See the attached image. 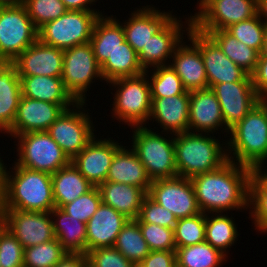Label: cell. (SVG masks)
I'll return each mask as SVG.
<instances>
[{"mask_svg":"<svg viewBox=\"0 0 267 267\" xmlns=\"http://www.w3.org/2000/svg\"><path fill=\"white\" fill-rule=\"evenodd\" d=\"M128 220L113 207L101 203L86 223V253L100 247H114L118 234Z\"/></svg>","mask_w":267,"mask_h":267,"instance_id":"cell-23","label":"cell"},{"mask_svg":"<svg viewBox=\"0 0 267 267\" xmlns=\"http://www.w3.org/2000/svg\"><path fill=\"white\" fill-rule=\"evenodd\" d=\"M150 122L154 120L162 132L172 134L188 131L189 126V92L164 98H151Z\"/></svg>","mask_w":267,"mask_h":267,"instance_id":"cell-25","label":"cell"},{"mask_svg":"<svg viewBox=\"0 0 267 267\" xmlns=\"http://www.w3.org/2000/svg\"><path fill=\"white\" fill-rule=\"evenodd\" d=\"M2 157H0V201L3 195V188H4V171H5V167L6 164L3 160L1 159ZM5 163V165H4Z\"/></svg>","mask_w":267,"mask_h":267,"instance_id":"cell-54","label":"cell"},{"mask_svg":"<svg viewBox=\"0 0 267 267\" xmlns=\"http://www.w3.org/2000/svg\"><path fill=\"white\" fill-rule=\"evenodd\" d=\"M88 267H137L115 247H100L86 253Z\"/></svg>","mask_w":267,"mask_h":267,"instance_id":"cell-48","label":"cell"},{"mask_svg":"<svg viewBox=\"0 0 267 267\" xmlns=\"http://www.w3.org/2000/svg\"><path fill=\"white\" fill-rule=\"evenodd\" d=\"M252 169L227 161L219 169L190 178L202 213L248 210ZM229 210V212H227Z\"/></svg>","mask_w":267,"mask_h":267,"instance_id":"cell-1","label":"cell"},{"mask_svg":"<svg viewBox=\"0 0 267 267\" xmlns=\"http://www.w3.org/2000/svg\"><path fill=\"white\" fill-rule=\"evenodd\" d=\"M150 251H176L174 229L154 223H138Z\"/></svg>","mask_w":267,"mask_h":267,"instance_id":"cell-45","label":"cell"},{"mask_svg":"<svg viewBox=\"0 0 267 267\" xmlns=\"http://www.w3.org/2000/svg\"><path fill=\"white\" fill-rule=\"evenodd\" d=\"M219 129L228 137L230 130L225 126L215 93L210 88L189 92L188 131L214 135Z\"/></svg>","mask_w":267,"mask_h":267,"instance_id":"cell-20","label":"cell"},{"mask_svg":"<svg viewBox=\"0 0 267 267\" xmlns=\"http://www.w3.org/2000/svg\"><path fill=\"white\" fill-rule=\"evenodd\" d=\"M266 167H267V166H265V165H260V166L256 169V171L259 172V173H261V174H264V175L267 176V169H266Z\"/></svg>","mask_w":267,"mask_h":267,"instance_id":"cell-57","label":"cell"},{"mask_svg":"<svg viewBox=\"0 0 267 267\" xmlns=\"http://www.w3.org/2000/svg\"><path fill=\"white\" fill-rule=\"evenodd\" d=\"M248 208L255 230L267 233V176L256 170L249 180Z\"/></svg>","mask_w":267,"mask_h":267,"instance_id":"cell-37","label":"cell"},{"mask_svg":"<svg viewBox=\"0 0 267 267\" xmlns=\"http://www.w3.org/2000/svg\"><path fill=\"white\" fill-rule=\"evenodd\" d=\"M61 78L66 90L77 102L89 101L86 96L91 84L98 79L104 80L90 42L64 50Z\"/></svg>","mask_w":267,"mask_h":267,"instance_id":"cell-9","label":"cell"},{"mask_svg":"<svg viewBox=\"0 0 267 267\" xmlns=\"http://www.w3.org/2000/svg\"><path fill=\"white\" fill-rule=\"evenodd\" d=\"M103 13L68 10L38 29V40L62 50L90 42L97 19Z\"/></svg>","mask_w":267,"mask_h":267,"instance_id":"cell-8","label":"cell"},{"mask_svg":"<svg viewBox=\"0 0 267 267\" xmlns=\"http://www.w3.org/2000/svg\"><path fill=\"white\" fill-rule=\"evenodd\" d=\"M0 223L18 239L24 249L55 239L50 212L0 209Z\"/></svg>","mask_w":267,"mask_h":267,"instance_id":"cell-14","label":"cell"},{"mask_svg":"<svg viewBox=\"0 0 267 267\" xmlns=\"http://www.w3.org/2000/svg\"><path fill=\"white\" fill-rule=\"evenodd\" d=\"M55 207L73 202L79 196L90 191L94 186L70 162L51 175Z\"/></svg>","mask_w":267,"mask_h":267,"instance_id":"cell-32","label":"cell"},{"mask_svg":"<svg viewBox=\"0 0 267 267\" xmlns=\"http://www.w3.org/2000/svg\"><path fill=\"white\" fill-rule=\"evenodd\" d=\"M63 56L64 50L45 45L37 40L12 63L17 68L18 76L61 77Z\"/></svg>","mask_w":267,"mask_h":267,"instance_id":"cell-22","label":"cell"},{"mask_svg":"<svg viewBox=\"0 0 267 267\" xmlns=\"http://www.w3.org/2000/svg\"><path fill=\"white\" fill-rule=\"evenodd\" d=\"M23 5L37 29L68 11L61 0H25Z\"/></svg>","mask_w":267,"mask_h":267,"instance_id":"cell-43","label":"cell"},{"mask_svg":"<svg viewBox=\"0 0 267 267\" xmlns=\"http://www.w3.org/2000/svg\"><path fill=\"white\" fill-rule=\"evenodd\" d=\"M260 102L265 106L266 110H267V96L264 98L260 99Z\"/></svg>","mask_w":267,"mask_h":267,"instance_id":"cell-58","label":"cell"},{"mask_svg":"<svg viewBox=\"0 0 267 267\" xmlns=\"http://www.w3.org/2000/svg\"><path fill=\"white\" fill-rule=\"evenodd\" d=\"M114 247L124 257L138 265L149 253L147 242L142 236L138 222L129 219L117 236Z\"/></svg>","mask_w":267,"mask_h":267,"instance_id":"cell-38","label":"cell"},{"mask_svg":"<svg viewBox=\"0 0 267 267\" xmlns=\"http://www.w3.org/2000/svg\"><path fill=\"white\" fill-rule=\"evenodd\" d=\"M18 166L53 174L71 160L47 131L29 132L14 137Z\"/></svg>","mask_w":267,"mask_h":267,"instance_id":"cell-7","label":"cell"},{"mask_svg":"<svg viewBox=\"0 0 267 267\" xmlns=\"http://www.w3.org/2000/svg\"><path fill=\"white\" fill-rule=\"evenodd\" d=\"M143 72L145 70L140 64L138 53L126 41L101 66V73L107 85L115 79L137 76Z\"/></svg>","mask_w":267,"mask_h":267,"instance_id":"cell-34","label":"cell"},{"mask_svg":"<svg viewBox=\"0 0 267 267\" xmlns=\"http://www.w3.org/2000/svg\"><path fill=\"white\" fill-rule=\"evenodd\" d=\"M104 15L105 13L97 19L90 39L95 58L100 66L125 41L121 21L113 14L111 16Z\"/></svg>","mask_w":267,"mask_h":267,"instance_id":"cell-29","label":"cell"},{"mask_svg":"<svg viewBox=\"0 0 267 267\" xmlns=\"http://www.w3.org/2000/svg\"><path fill=\"white\" fill-rule=\"evenodd\" d=\"M257 10L259 18L267 26V0H258Z\"/></svg>","mask_w":267,"mask_h":267,"instance_id":"cell-53","label":"cell"},{"mask_svg":"<svg viewBox=\"0 0 267 267\" xmlns=\"http://www.w3.org/2000/svg\"><path fill=\"white\" fill-rule=\"evenodd\" d=\"M76 104H54L21 96L15 120L5 132L11 138L29 132L47 131L53 122Z\"/></svg>","mask_w":267,"mask_h":267,"instance_id":"cell-17","label":"cell"},{"mask_svg":"<svg viewBox=\"0 0 267 267\" xmlns=\"http://www.w3.org/2000/svg\"><path fill=\"white\" fill-rule=\"evenodd\" d=\"M24 248L18 239L0 223L1 267H23Z\"/></svg>","mask_w":267,"mask_h":267,"instance_id":"cell-47","label":"cell"},{"mask_svg":"<svg viewBox=\"0 0 267 267\" xmlns=\"http://www.w3.org/2000/svg\"><path fill=\"white\" fill-rule=\"evenodd\" d=\"M38 40L24 5L0 6V62H13Z\"/></svg>","mask_w":267,"mask_h":267,"instance_id":"cell-10","label":"cell"},{"mask_svg":"<svg viewBox=\"0 0 267 267\" xmlns=\"http://www.w3.org/2000/svg\"><path fill=\"white\" fill-rule=\"evenodd\" d=\"M227 214H205V241L228 257L230 248L238 241L240 234L235 219Z\"/></svg>","mask_w":267,"mask_h":267,"instance_id":"cell-33","label":"cell"},{"mask_svg":"<svg viewBox=\"0 0 267 267\" xmlns=\"http://www.w3.org/2000/svg\"><path fill=\"white\" fill-rule=\"evenodd\" d=\"M25 0H0V6L23 5Z\"/></svg>","mask_w":267,"mask_h":267,"instance_id":"cell-55","label":"cell"},{"mask_svg":"<svg viewBox=\"0 0 267 267\" xmlns=\"http://www.w3.org/2000/svg\"><path fill=\"white\" fill-rule=\"evenodd\" d=\"M13 165L5 167L0 209L50 212L55 207L51 174Z\"/></svg>","mask_w":267,"mask_h":267,"instance_id":"cell-2","label":"cell"},{"mask_svg":"<svg viewBox=\"0 0 267 267\" xmlns=\"http://www.w3.org/2000/svg\"><path fill=\"white\" fill-rule=\"evenodd\" d=\"M186 38H189L201 52L208 88L211 89L214 85L226 82L252 81L251 75L225 56L207 34L201 33L192 26Z\"/></svg>","mask_w":267,"mask_h":267,"instance_id":"cell-13","label":"cell"},{"mask_svg":"<svg viewBox=\"0 0 267 267\" xmlns=\"http://www.w3.org/2000/svg\"><path fill=\"white\" fill-rule=\"evenodd\" d=\"M22 96L20 77L12 62H0V133L12 126Z\"/></svg>","mask_w":267,"mask_h":267,"instance_id":"cell-27","label":"cell"},{"mask_svg":"<svg viewBox=\"0 0 267 267\" xmlns=\"http://www.w3.org/2000/svg\"><path fill=\"white\" fill-rule=\"evenodd\" d=\"M266 162H267V158H266V160H265L261 165H265V164H267Z\"/></svg>","mask_w":267,"mask_h":267,"instance_id":"cell-59","label":"cell"},{"mask_svg":"<svg viewBox=\"0 0 267 267\" xmlns=\"http://www.w3.org/2000/svg\"><path fill=\"white\" fill-rule=\"evenodd\" d=\"M22 96L54 104H76L61 77L19 76Z\"/></svg>","mask_w":267,"mask_h":267,"instance_id":"cell-30","label":"cell"},{"mask_svg":"<svg viewBox=\"0 0 267 267\" xmlns=\"http://www.w3.org/2000/svg\"><path fill=\"white\" fill-rule=\"evenodd\" d=\"M138 223H154L159 226L174 229L178 219L176 216L155 202L148 194L143 198Z\"/></svg>","mask_w":267,"mask_h":267,"instance_id":"cell-46","label":"cell"},{"mask_svg":"<svg viewBox=\"0 0 267 267\" xmlns=\"http://www.w3.org/2000/svg\"><path fill=\"white\" fill-rule=\"evenodd\" d=\"M101 203L99 190L97 186H94L90 191L79 196L73 202L63 205L60 209L75 219L87 223Z\"/></svg>","mask_w":267,"mask_h":267,"instance_id":"cell-44","label":"cell"},{"mask_svg":"<svg viewBox=\"0 0 267 267\" xmlns=\"http://www.w3.org/2000/svg\"><path fill=\"white\" fill-rule=\"evenodd\" d=\"M150 5L142 6L131 12L128 20L122 23L125 41L139 53L149 40L174 15L173 11H161Z\"/></svg>","mask_w":267,"mask_h":267,"instance_id":"cell-21","label":"cell"},{"mask_svg":"<svg viewBox=\"0 0 267 267\" xmlns=\"http://www.w3.org/2000/svg\"><path fill=\"white\" fill-rule=\"evenodd\" d=\"M92 138L85 148L71 162L78 171L93 185L99 186L106 181L112 159L123 146L113 137ZM99 138V139H98Z\"/></svg>","mask_w":267,"mask_h":267,"instance_id":"cell-18","label":"cell"},{"mask_svg":"<svg viewBox=\"0 0 267 267\" xmlns=\"http://www.w3.org/2000/svg\"><path fill=\"white\" fill-rule=\"evenodd\" d=\"M86 254L67 253L54 267H87Z\"/></svg>","mask_w":267,"mask_h":267,"instance_id":"cell-51","label":"cell"},{"mask_svg":"<svg viewBox=\"0 0 267 267\" xmlns=\"http://www.w3.org/2000/svg\"><path fill=\"white\" fill-rule=\"evenodd\" d=\"M103 204L113 207L129 219H137L146 193L139 187L105 181L97 186Z\"/></svg>","mask_w":267,"mask_h":267,"instance_id":"cell-28","label":"cell"},{"mask_svg":"<svg viewBox=\"0 0 267 267\" xmlns=\"http://www.w3.org/2000/svg\"><path fill=\"white\" fill-rule=\"evenodd\" d=\"M176 267H220L227 256L206 241L176 248Z\"/></svg>","mask_w":267,"mask_h":267,"instance_id":"cell-36","label":"cell"},{"mask_svg":"<svg viewBox=\"0 0 267 267\" xmlns=\"http://www.w3.org/2000/svg\"><path fill=\"white\" fill-rule=\"evenodd\" d=\"M83 106L86 107V102H77L65 110L47 130L70 160L95 136L92 115L90 117L91 113Z\"/></svg>","mask_w":267,"mask_h":267,"instance_id":"cell-11","label":"cell"},{"mask_svg":"<svg viewBox=\"0 0 267 267\" xmlns=\"http://www.w3.org/2000/svg\"><path fill=\"white\" fill-rule=\"evenodd\" d=\"M126 147L122 146L113 157L106 181L134 185L147 194L152 181L136 153Z\"/></svg>","mask_w":267,"mask_h":267,"instance_id":"cell-26","label":"cell"},{"mask_svg":"<svg viewBox=\"0 0 267 267\" xmlns=\"http://www.w3.org/2000/svg\"><path fill=\"white\" fill-rule=\"evenodd\" d=\"M222 50L225 56L251 75L257 66L259 53L238 41L226 29L205 32Z\"/></svg>","mask_w":267,"mask_h":267,"instance_id":"cell-35","label":"cell"},{"mask_svg":"<svg viewBox=\"0 0 267 267\" xmlns=\"http://www.w3.org/2000/svg\"><path fill=\"white\" fill-rule=\"evenodd\" d=\"M252 84L258 97L267 96V58H258L255 71L251 74Z\"/></svg>","mask_w":267,"mask_h":267,"instance_id":"cell-50","label":"cell"},{"mask_svg":"<svg viewBox=\"0 0 267 267\" xmlns=\"http://www.w3.org/2000/svg\"><path fill=\"white\" fill-rule=\"evenodd\" d=\"M179 19L180 17L178 18L174 13L149 40L146 47L138 53L140 64L145 71L152 67L170 64L175 49L183 39H186L187 34L185 33H188L189 29L192 27V14L190 17L188 15V18H185V20L187 19L185 21L186 23ZM184 34L185 36H183Z\"/></svg>","mask_w":267,"mask_h":267,"instance_id":"cell-16","label":"cell"},{"mask_svg":"<svg viewBox=\"0 0 267 267\" xmlns=\"http://www.w3.org/2000/svg\"><path fill=\"white\" fill-rule=\"evenodd\" d=\"M229 161L256 170L267 158V110L259 102L229 131Z\"/></svg>","mask_w":267,"mask_h":267,"instance_id":"cell-4","label":"cell"},{"mask_svg":"<svg viewBox=\"0 0 267 267\" xmlns=\"http://www.w3.org/2000/svg\"><path fill=\"white\" fill-rule=\"evenodd\" d=\"M225 126L230 130L260 102L252 81L226 82L214 85Z\"/></svg>","mask_w":267,"mask_h":267,"instance_id":"cell-19","label":"cell"},{"mask_svg":"<svg viewBox=\"0 0 267 267\" xmlns=\"http://www.w3.org/2000/svg\"><path fill=\"white\" fill-rule=\"evenodd\" d=\"M226 30L238 41L260 53L264 42L266 25L261 21L258 14L250 19L234 23Z\"/></svg>","mask_w":267,"mask_h":267,"instance_id":"cell-42","label":"cell"},{"mask_svg":"<svg viewBox=\"0 0 267 267\" xmlns=\"http://www.w3.org/2000/svg\"><path fill=\"white\" fill-rule=\"evenodd\" d=\"M216 138L213 134L211 136L208 133L191 131L174 134L178 176L192 178L198 174L215 171L226 163V140L220 141Z\"/></svg>","mask_w":267,"mask_h":267,"instance_id":"cell-3","label":"cell"},{"mask_svg":"<svg viewBox=\"0 0 267 267\" xmlns=\"http://www.w3.org/2000/svg\"><path fill=\"white\" fill-rule=\"evenodd\" d=\"M50 215L55 238L62 247L68 253L86 254V223L75 219L57 207L50 211Z\"/></svg>","mask_w":267,"mask_h":267,"instance_id":"cell-31","label":"cell"},{"mask_svg":"<svg viewBox=\"0 0 267 267\" xmlns=\"http://www.w3.org/2000/svg\"><path fill=\"white\" fill-rule=\"evenodd\" d=\"M176 247H186L205 241V214L179 219L174 227Z\"/></svg>","mask_w":267,"mask_h":267,"instance_id":"cell-41","label":"cell"},{"mask_svg":"<svg viewBox=\"0 0 267 267\" xmlns=\"http://www.w3.org/2000/svg\"><path fill=\"white\" fill-rule=\"evenodd\" d=\"M68 252L55 238L24 249L23 267H54Z\"/></svg>","mask_w":267,"mask_h":267,"instance_id":"cell-40","label":"cell"},{"mask_svg":"<svg viewBox=\"0 0 267 267\" xmlns=\"http://www.w3.org/2000/svg\"><path fill=\"white\" fill-rule=\"evenodd\" d=\"M150 128L147 125L131 127L133 134L130 148L132 147L144 165L151 181L177 177L174 134L162 131L160 134L159 131L155 132Z\"/></svg>","mask_w":267,"mask_h":267,"instance_id":"cell-5","label":"cell"},{"mask_svg":"<svg viewBox=\"0 0 267 267\" xmlns=\"http://www.w3.org/2000/svg\"><path fill=\"white\" fill-rule=\"evenodd\" d=\"M192 26L201 33L222 30L258 13L257 0H197Z\"/></svg>","mask_w":267,"mask_h":267,"instance_id":"cell-12","label":"cell"},{"mask_svg":"<svg viewBox=\"0 0 267 267\" xmlns=\"http://www.w3.org/2000/svg\"><path fill=\"white\" fill-rule=\"evenodd\" d=\"M147 194L178 220L202 213L190 178L177 176L153 180Z\"/></svg>","mask_w":267,"mask_h":267,"instance_id":"cell-15","label":"cell"},{"mask_svg":"<svg viewBox=\"0 0 267 267\" xmlns=\"http://www.w3.org/2000/svg\"><path fill=\"white\" fill-rule=\"evenodd\" d=\"M151 69V71L146 70L150 84L151 98L176 96L183 94L186 91L181 79L170 64L157 66Z\"/></svg>","mask_w":267,"mask_h":267,"instance_id":"cell-39","label":"cell"},{"mask_svg":"<svg viewBox=\"0 0 267 267\" xmlns=\"http://www.w3.org/2000/svg\"><path fill=\"white\" fill-rule=\"evenodd\" d=\"M258 58H267V26H266V32H265L263 46H262V49L259 53Z\"/></svg>","mask_w":267,"mask_h":267,"instance_id":"cell-56","label":"cell"},{"mask_svg":"<svg viewBox=\"0 0 267 267\" xmlns=\"http://www.w3.org/2000/svg\"><path fill=\"white\" fill-rule=\"evenodd\" d=\"M67 10L71 11H93L95 13H103L95 7L91 8L98 0H61ZM93 4V5H92ZM90 6V7H89Z\"/></svg>","mask_w":267,"mask_h":267,"instance_id":"cell-52","label":"cell"},{"mask_svg":"<svg viewBox=\"0 0 267 267\" xmlns=\"http://www.w3.org/2000/svg\"><path fill=\"white\" fill-rule=\"evenodd\" d=\"M115 93L112 120L115 118L129 127L146 126L151 114V92L147 72L137 76L115 79L109 82Z\"/></svg>","mask_w":267,"mask_h":267,"instance_id":"cell-6","label":"cell"},{"mask_svg":"<svg viewBox=\"0 0 267 267\" xmlns=\"http://www.w3.org/2000/svg\"><path fill=\"white\" fill-rule=\"evenodd\" d=\"M137 267H176V253L165 250L150 251Z\"/></svg>","mask_w":267,"mask_h":267,"instance_id":"cell-49","label":"cell"},{"mask_svg":"<svg viewBox=\"0 0 267 267\" xmlns=\"http://www.w3.org/2000/svg\"><path fill=\"white\" fill-rule=\"evenodd\" d=\"M187 39L184 41L190 44L182 41L177 46L171 57L170 66L181 79L186 91L207 89L208 81L201 52L189 38Z\"/></svg>","mask_w":267,"mask_h":267,"instance_id":"cell-24","label":"cell"}]
</instances>
